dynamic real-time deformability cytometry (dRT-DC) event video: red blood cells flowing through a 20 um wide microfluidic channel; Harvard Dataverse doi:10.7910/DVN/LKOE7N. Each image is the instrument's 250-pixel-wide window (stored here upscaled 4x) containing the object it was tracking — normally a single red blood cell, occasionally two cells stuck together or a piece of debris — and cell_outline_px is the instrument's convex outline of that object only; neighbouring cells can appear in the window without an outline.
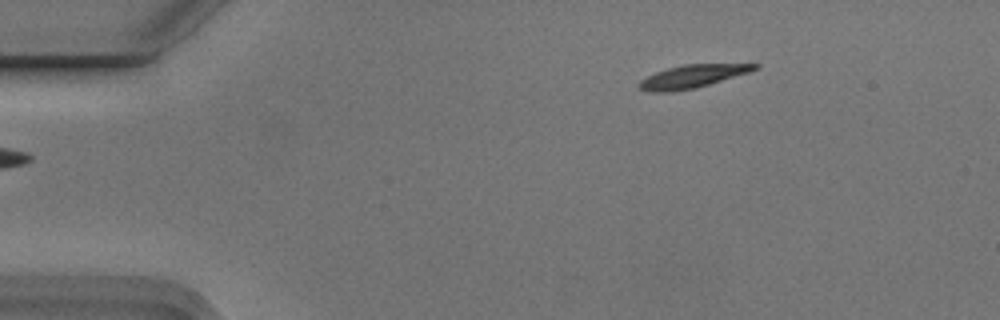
{"species": "Egyptian fruit bat (a non-hibernating species)", "species_latin": "Rousettus aegyptiacus", "temperature_condition": "cold", "stored_images_in_passage": 3, "camera_frame_rate_fps": 3000, "um_per_image_px": 0.085, "animal": {"sex": "male"}, "frame": {"image": 1, "passage_image": 1, "time_ms": 0.0, "image_size_px": [1000, 320], "cell_outline_px": [[760, 68], [748, 72], [696, 88], [672, 92], [648, 92], [640, 88], [636, 84], [640, 80], [656, 72], [668, 68], [684, 64], [760, 64]], "centroid_in_image_um": [58.81, 6.5], "position_along_channel_um": 26.2, "area_um2": 15.37}}